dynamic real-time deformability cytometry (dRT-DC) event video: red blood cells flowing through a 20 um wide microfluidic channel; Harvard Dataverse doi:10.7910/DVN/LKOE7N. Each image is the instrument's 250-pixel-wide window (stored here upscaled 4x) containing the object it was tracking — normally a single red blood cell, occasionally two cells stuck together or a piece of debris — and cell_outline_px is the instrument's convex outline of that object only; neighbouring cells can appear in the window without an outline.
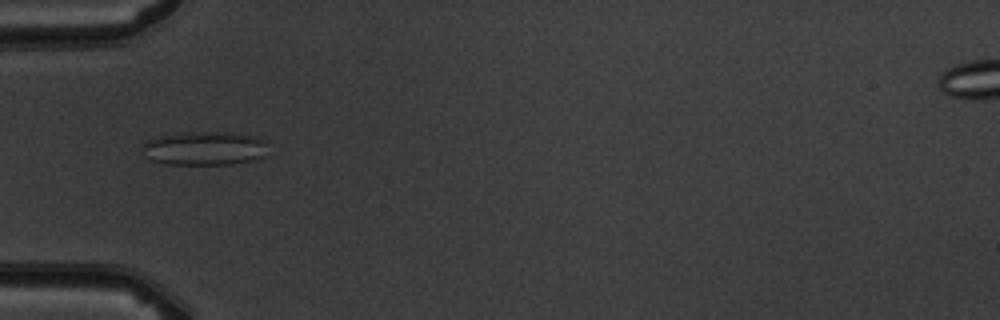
{"species": "common noctule bat (a hibernating species)", "species_latin": "Nyctalus noctula", "temperature_condition": "warm", "stored_images_in_passage": 9, "camera_frame_rate_fps": 3000, "um_per_image_px": 0.085, "animal": {"sex": "male", "body_mass_g": 19.5, "forearm_length_mm": 54.6}, "frame": {"image": 1, "passage_image": 6, "time_ms": 5.667, "image_size_px": [1000, 320], "cell_outline_px": [[268, 140], [264, 156], [252, 160], [232, 164], [168, 164], [152, 160], [144, 156], [144, 144], [148, 140], [164, 136], [184, 132], [232, 132], [256, 136]], "centroid_in_image_um": [17.45, 12.6], "position_along_channel_um": 67.5, "area_um2": 24.68}}
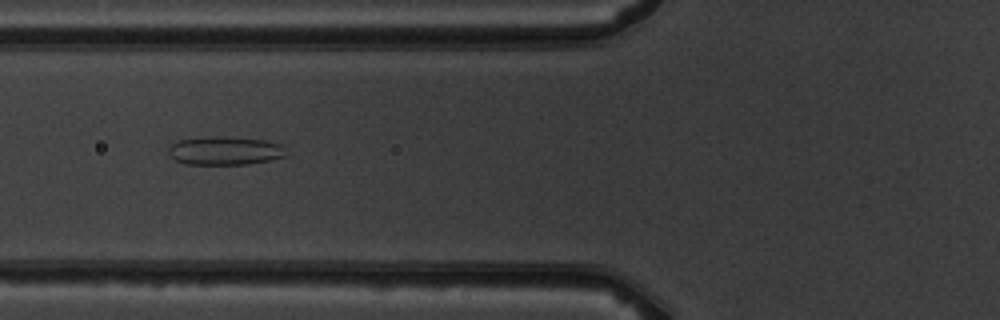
{"frame": {"image": 2, "passage_image": 7, "time_ms": 6.667, "image_size_px": [1000, 320], "cell_outline_px": [[288, 156], [248, 164], [184, 164], [168, 156], [168, 148], [172, 144], [180, 140], [216, 136], [220, 136], [264, 140], [280, 144]], "centroid_in_image_um": [19.09, 12.82], "position_along_channel_um": 106.7, "area_um2": 19.36}}
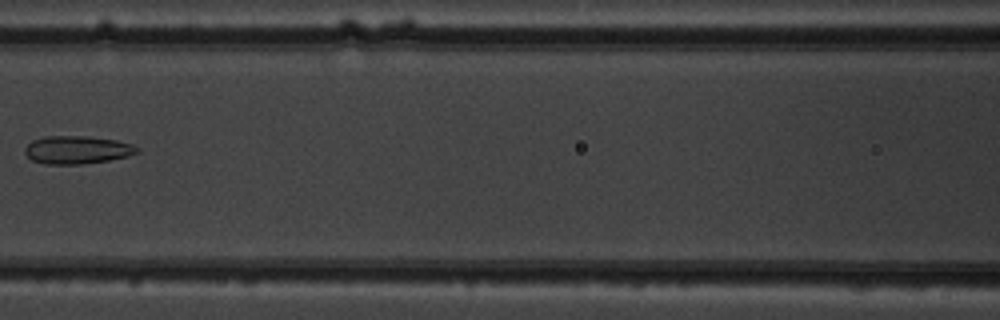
{"frame": {"image": 3, "passage_image": 8, "time_ms": 8.0, "image_size_px": [1000, 320], "cell_outline_px": [[140, 152], [128, 156], [108, 160], [80, 164], [44, 164], [32, 160], [24, 152], [24, 148], [32, 140], [44, 136], [88, 136], [116, 140], [132, 144], [140, 148]], "centroid_in_image_um": [6.56, 12.73], "position_along_channel_um": 160.0, "area_um2": 18.38}}